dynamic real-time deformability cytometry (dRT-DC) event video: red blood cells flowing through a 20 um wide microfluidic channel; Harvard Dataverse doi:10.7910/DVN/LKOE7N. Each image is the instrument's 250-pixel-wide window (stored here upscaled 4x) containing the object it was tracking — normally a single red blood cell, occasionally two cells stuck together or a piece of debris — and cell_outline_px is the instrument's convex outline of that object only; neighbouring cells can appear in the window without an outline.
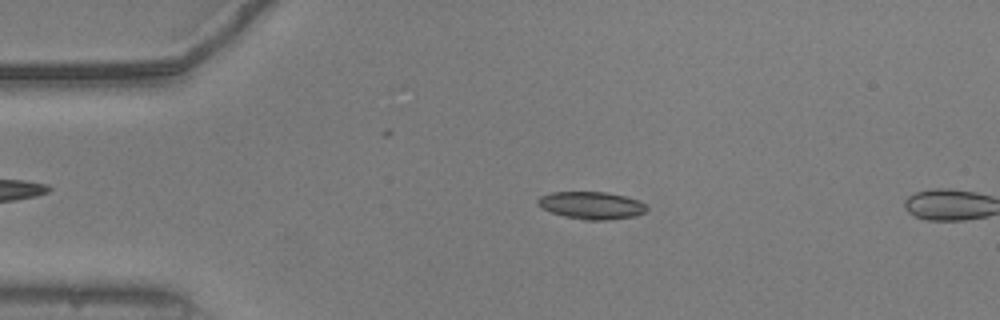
{"species": "common noctule bat (a hibernating species)", "species_latin": "Nyctalus noctula", "temperature_condition": "warm", "stored_images_in_passage": 11, "camera_frame_rate_fps": 3000, "um_per_image_px": 0.085, "animal": {"sex": "male", "body_mass_g": 20.5, "forearm_length_mm": 52.5}, "frame": {"image": 1, "passage_image": 10, "time_ms": 3.0, "image_size_px": [1000, 320], "cell_outline_px": [[648, 208], [644, 212], [636, 216], [608, 220], [584, 220], [564, 216], [552, 212], [536, 204], [536, 200], [540, 196], [552, 192], [604, 192], [624, 196], [640, 200]], "centroid_in_image_um": [50.28, 17.46], "position_along_channel_um": 34.7, "area_um2": 17.4}}